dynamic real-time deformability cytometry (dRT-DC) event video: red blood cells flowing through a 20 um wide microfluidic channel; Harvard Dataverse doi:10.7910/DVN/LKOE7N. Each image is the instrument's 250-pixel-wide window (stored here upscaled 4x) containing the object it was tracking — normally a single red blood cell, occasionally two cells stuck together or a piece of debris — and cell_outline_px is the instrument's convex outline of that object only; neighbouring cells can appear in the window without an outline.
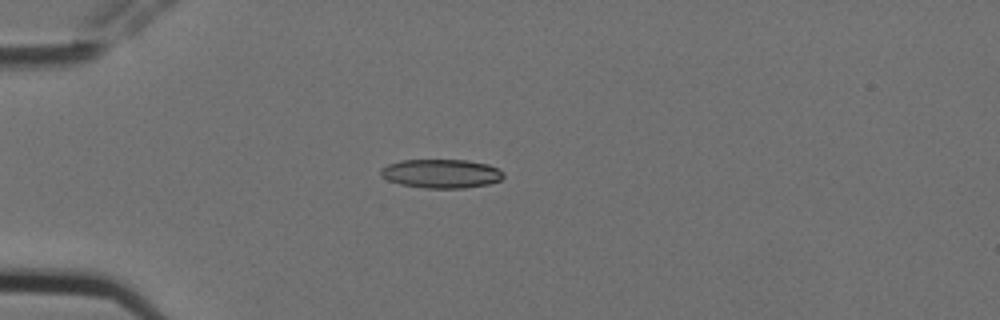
{"species": "Egyptian fruit bat (a non-hibernating species)", "species_latin": "Rousettus aegyptiacus", "temperature_condition": "cold", "stored_images_in_passage": 4, "camera_frame_rate_fps": 3000, "um_per_image_px": 0.085, "animal": {"sex": "female"}, "frame": {"image": 1, "passage_image": 4, "time_ms": 1.0, "image_size_px": [1000, 320], "cell_outline_px": [[504, 176], [500, 180], [488, 184], [464, 188], [424, 188], [400, 184], [388, 180], [380, 176], [380, 168], [388, 164], [400, 160], [468, 160], [488, 164], [504, 172]], "centroid_in_image_um": [37.48, 14.75], "position_along_channel_um": 47.5, "area_um2": 20.75}}